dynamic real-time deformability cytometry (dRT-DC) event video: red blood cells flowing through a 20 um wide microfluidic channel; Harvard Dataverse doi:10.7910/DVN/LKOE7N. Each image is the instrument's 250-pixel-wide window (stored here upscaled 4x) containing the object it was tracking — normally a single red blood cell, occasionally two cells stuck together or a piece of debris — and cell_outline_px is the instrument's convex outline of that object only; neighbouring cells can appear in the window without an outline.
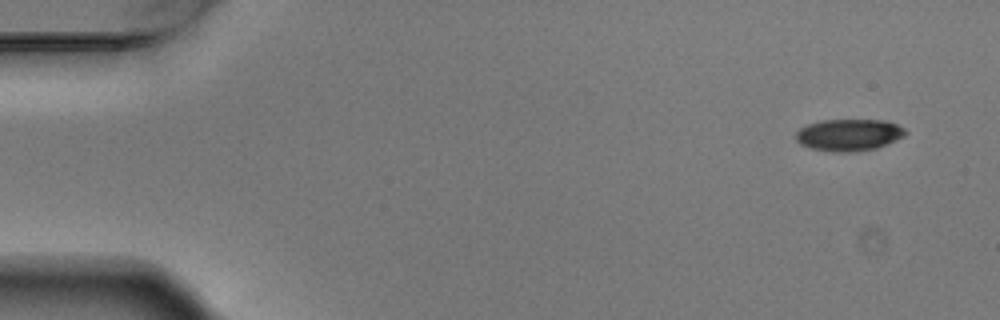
{"species": "Egyptian fruit bat (a non-hibernating species)", "species_latin": "Rousettus aegyptiacus", "temperature_condition": "warm", "stored_images_in_passage": 4, "camera_frame_rate_fps": 3000, "um_per_image_px": 0.085, "animal": {"sex": "male"}, "frame": {"image": 1, "passage_image": 1, "time_ms": 0.0, "image_size_px": [1000, 320], "cell_outline_px": [[908, 132], [904, 136], [896, 140], [876, 148], [848, 152], [840, 152], [812, 148], [800, 144], [796, 140], [796, 132], [800, 128], [808, 124], [820, 120], [888, 120], [904, 128]], "centroid_in_image_um": [72.17, 11.45], "position_along_channel_um": 12.8, "area_um2": 20.23}}